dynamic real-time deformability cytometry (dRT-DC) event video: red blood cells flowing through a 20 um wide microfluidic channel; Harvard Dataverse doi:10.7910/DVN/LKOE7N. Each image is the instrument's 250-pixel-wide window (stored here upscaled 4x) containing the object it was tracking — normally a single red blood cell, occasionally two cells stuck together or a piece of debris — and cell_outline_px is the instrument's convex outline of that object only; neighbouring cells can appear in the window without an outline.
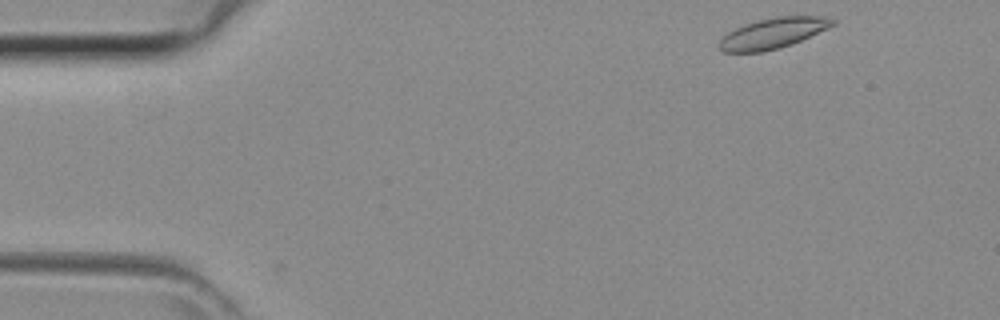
{"species": "common noctule bat (a hibernating species)", "species_latin": "Nyctalus noctula", "temperature_condition": "room temperature", "stored_images_in_passage": 2, "camera_frame_rate_fps": 3000, "um_per_image_px": 0.085, "animal": {"sex": "female", "body_mass_g": 29.2, "forearm_length_mm": 56.3}, "frame": {"image": 1, "passage_image": 1, "time_ms": 0.0, "image_size_px": [1000, 320], "cell_outline_px": [[836, 24], [828, 28], [792, 44], [780, 48], [764, 52], [724, 52], [716, 48], [720, 40], [728, 32], [744, 24], [776, 16], [824, 16], [836, 20]], "centroid_in_image_um": [65.7, 2.83], "position_along_channel_um": 19.3, "area_um2": 20.23}}